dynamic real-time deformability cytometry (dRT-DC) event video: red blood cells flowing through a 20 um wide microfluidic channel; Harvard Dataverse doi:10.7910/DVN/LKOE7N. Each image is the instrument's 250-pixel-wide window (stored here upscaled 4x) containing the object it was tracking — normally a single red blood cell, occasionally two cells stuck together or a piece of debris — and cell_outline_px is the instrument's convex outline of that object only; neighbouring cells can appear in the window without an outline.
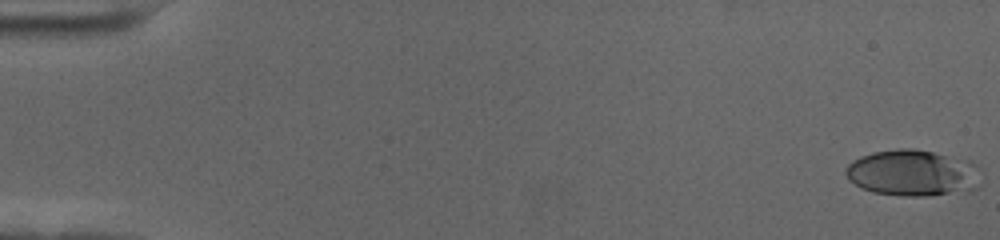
{"species": "human", "species_latin": "Homo sapiens", "temperature_condition": "cold", "stored_images_in_passage": 58, "camera_frame_rate_fps": 3000, "um_per_image_px": 0.085, "donor": {"sex": "female"}, "frame": {"image": 1, "passage_image": 1, "time_ms": 0.0, "image_size_px": [1000, 240], "cell_outline_px": [[984, 184], [980, 188], [968, 192], [928, 196], [900, 196], [872, 192], [860, 188], [848, 180], [844, 172], [848, 164], [852, 160], [860, 156], [872, 152], [900, 148], [912, 148], [972, 160], [984, 172]], "centroid_in_image_um": [77.7, 14.72], "position_along_channel_um": 7.3, "area_um2": 37.97}}
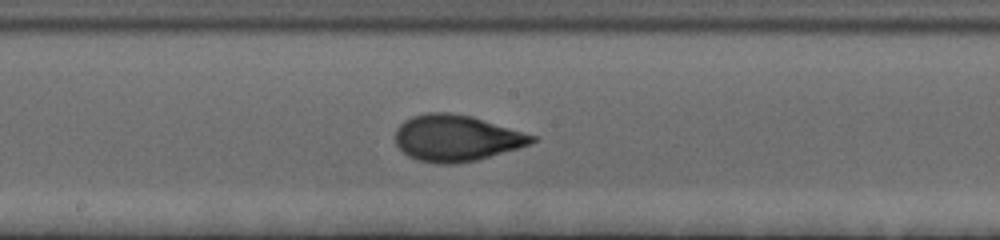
{"frame": {"image": 2, "passage_image": 32, "time_ms": 10.333, "image_size_px": [1000, 240], "cell_outline_px": [[540, 136], [532, 144], [476, 160], [456, 164], [436, 164], [416, 160], [408, 156], [396, 144], [396, 128], [404, 120], [412, 116], [424, 112], [452, 112], [472, 116]], "centroid_in_image_um": [38.81, 11.73], "position_along_channel_um": 209.4, "area_um2": 37.34}}
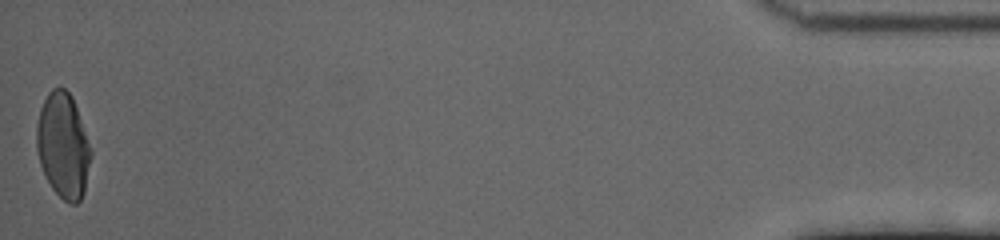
{"frame": {"image": 3, "passage_image": 58, "time_ms": 19.0, "image_size_px": [1000, 240], "cell_outline_px": [[92, 156], [84, 192], [80, 200], [76, 204], [68, 204], [52, 188], [40, 164], [36, 148], [36, 124], [40, 108], [48, 92], [52, 88], [64, 88], [72, 96], [92, 152]], "centroid_in_image_um": [5.36, 12.38], "position_along_channel_um": 429.8, "area_um2": 33.18}, "authors_computed_cell_mechanics": {"area_um2": 35.1713, "velocity_mm_per_s": 3.5455, "shape_relaxation_time_tau1_ms": 5.109, "shape_relaxation_time_tau2_ms": 0.8441, "deformation_change_tau1": 0.1833, "deformation_change_tau2": 0.0654}}